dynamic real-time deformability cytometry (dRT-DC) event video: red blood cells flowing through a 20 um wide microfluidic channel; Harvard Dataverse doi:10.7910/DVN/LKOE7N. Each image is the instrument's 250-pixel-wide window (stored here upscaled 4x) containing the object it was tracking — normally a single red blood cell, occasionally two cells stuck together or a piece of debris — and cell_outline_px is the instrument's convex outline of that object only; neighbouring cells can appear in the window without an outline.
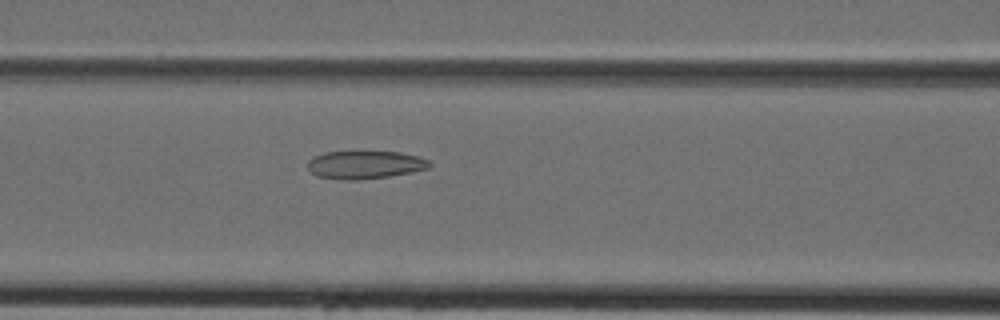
{"species": "Egyptian fruit bat (a non-hibernating species)", "species_latin": "Rousettus aegyptiacus", "temperature_condition": "cold", "stored_images_in_passage": 35, "camera_frame_rate_fps": 3000, "um_per_image_px": 0.085, "animal": {"sex": "female"}, "frame": {"image": 1, "passage_image": 10, "time_ms": 3.0, "image_size_px": [1000, 320], "cell_outline_px": [[432, 164], [428, 168], [388, 176], [360, 180], [344, 180], [316, 176], [308, 168], [308, 160], [324, 152], [356, 148], [400, 152], [420, 156], [428, 160]], "centroid_in_image_um": [30.99, 13.94], "position_along_channel_um": 135.6, "area_um2": 20.81}}
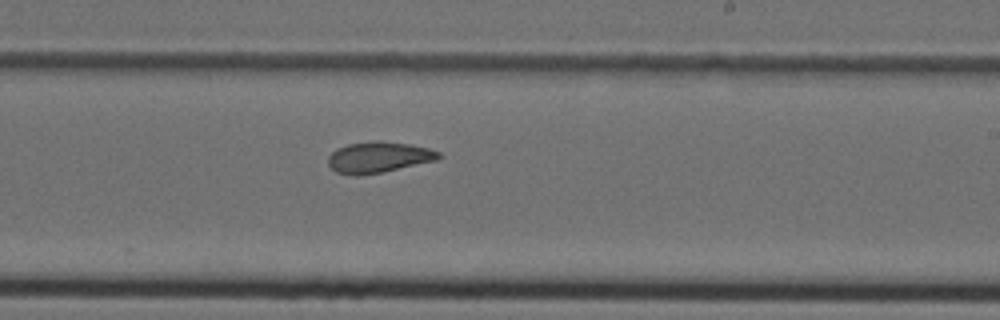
{"frame": {"image": 2, "passage_image": 18, "time_ms": 5.667, "image_size_px": [1000, 320], "cell_outline_px": [[440, 156], [436, 160], [384, 172], [360, 176], [352, 176], [336, 172], [328, 164], [328, 156], [336, 148], [348, 144], [376, 140], [380, 140], [408, 144], [428, 148], [440, 152]], "centroid_in_image_um": [32.14, 13.37], "position_along_channel_um": 256.9, "area_um2": 20.06}}
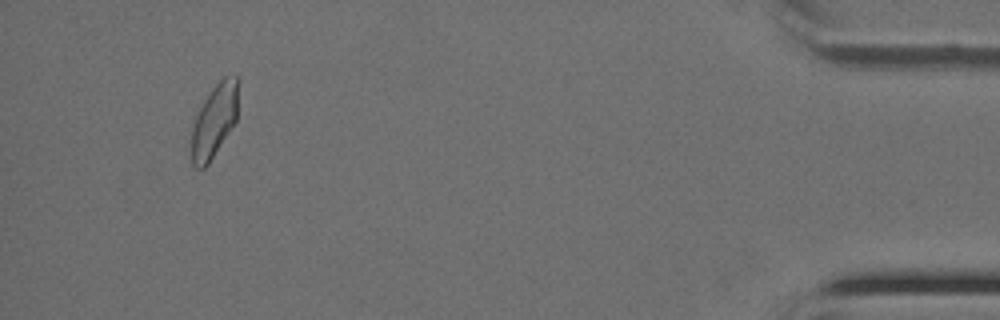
{"frame": {"image": 3, "passage_image": 33, "time_ms": 10.667, "image_size_px": [1000, 320], "cell_outline_px": [[240, 80], [236, 120], [208, 164], [204, 168], [196, 168], [192, 164], [192, 128], [196, 116], [204, 100], [212, 88], [224, 76], [240, 76]], "centroid_in_image_um": [18.25, 10.2], "position_along_channel_um": 417.0, "area_um2": 19.83}}